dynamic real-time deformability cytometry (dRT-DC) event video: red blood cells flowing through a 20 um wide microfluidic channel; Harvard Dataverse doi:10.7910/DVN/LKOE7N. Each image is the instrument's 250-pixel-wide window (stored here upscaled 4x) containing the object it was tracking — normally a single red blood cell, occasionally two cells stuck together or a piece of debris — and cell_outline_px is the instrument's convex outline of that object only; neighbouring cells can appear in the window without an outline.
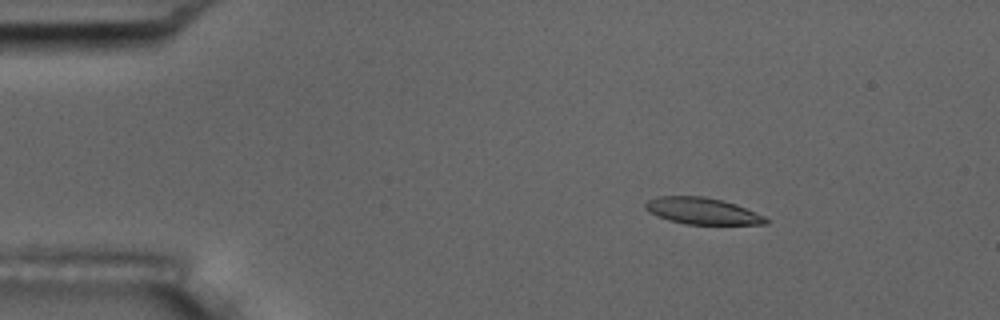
{"species": "common noctule bat (a hibernating species)", "species_latin": "Nyctalus noctula", "temperature_condition": "room temperature", "stored_images_in_passage": 3, "camera_frame_rate_fps": 3000, "um_per_image_px": 0.085, "animal": {"sex": "male", "body_mass_g": 17.5, "forearm_length_mm": 52.3}, "frame": {"image": 1, "passage_image": 1, "time_ms": 0.0, "image_size_px": [1000, 320], "cell_outline_px": [[768, 224], [688, 224], [668, 220], [644, 208], [644, 204], [648, 200], [656, 196], [704, 196], [724, 200], [736, 204], [764, 216], [768, 220]], "centroid_in_image_um": [59.7, 17.92], "position_along_channel_um": 25.3, "area_um2": 18.5}}